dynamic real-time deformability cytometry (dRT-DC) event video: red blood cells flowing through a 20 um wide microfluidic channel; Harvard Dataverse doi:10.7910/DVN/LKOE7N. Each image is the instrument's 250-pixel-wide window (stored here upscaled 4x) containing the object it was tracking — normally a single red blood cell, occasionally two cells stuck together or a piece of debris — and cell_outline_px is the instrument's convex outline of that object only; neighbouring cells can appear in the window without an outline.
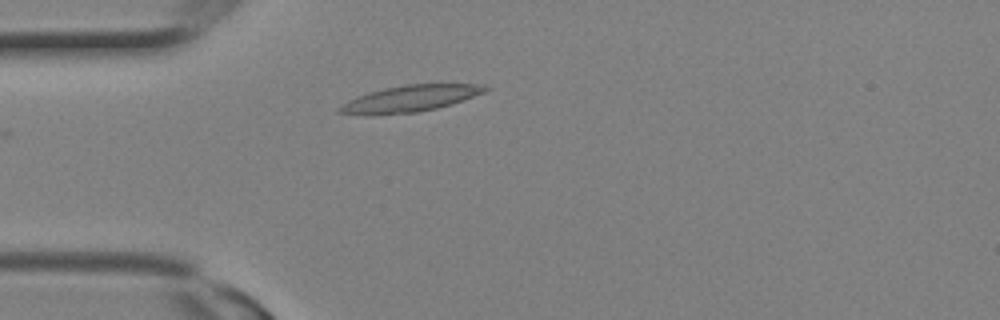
{"species": "Egyptian fruit bat (a non-hibernating species)", "species_latin": "Rousettus aegyptiacus", "temperature_condition": "room temperature", "stored_images_in_passage": 2, "camera_frame_rate_fps": 3000, "um_per_image_px": 0.085, "animal": {"sex": "female"}, "frame": {"image": 1, "passage_image": 2, "time_ms": 0.333, "image_size_px": [1000, 320], "cell_outline_px": [[492, 88], [484, 92], [452, 104], [436, 108], [416, 112], [372, 116], [364, 116], [336, 112], [336, 108], [348, 100], [356, 96], [368, 92], [384, 88], [404, 84], [488, 84]], "centroid_in_image_um": [34.8, 8.39], "position_along_channel_um": 50.2, "area_um2": 22.89}}